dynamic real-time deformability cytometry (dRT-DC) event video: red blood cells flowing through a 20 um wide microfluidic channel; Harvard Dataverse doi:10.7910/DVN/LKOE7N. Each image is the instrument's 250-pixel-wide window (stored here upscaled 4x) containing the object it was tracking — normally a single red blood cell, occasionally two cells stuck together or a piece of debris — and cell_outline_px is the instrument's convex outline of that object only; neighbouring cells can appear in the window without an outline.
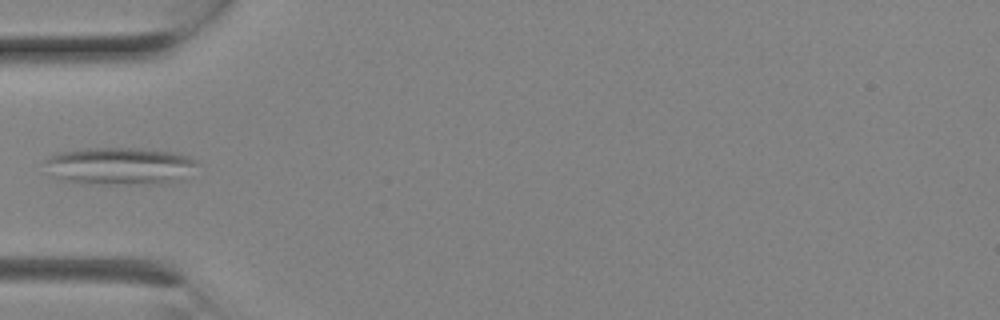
{"species": "Egyptian fruit bat (a non-hibernating species)", "species_latin": "Rousettus aegyptiacus", "temperature_condition": "room temperature", "stored_images_in_passage": 2, "camera_frame_rate_fps": 3000, "um_per_image_px": 0.085, "animal": {"sex": "female"}, "frame": {"image": 1, "passage_image": 2, "time_ms": 0.333, "image_size_px": [1000, 320], "cell_outline_px": [[196, 164], [180, 180], [168, 184], [72, 184], [60, 180], [56, 176], [44, 160], [60, 152], [84, 148], [144, 148], [172, 152], [188, 156], [196, 160]], "centroid_in_image_um": [10.18, 14.13], "position_along_channel_um": 74.8, "area_um2": 33.29}}